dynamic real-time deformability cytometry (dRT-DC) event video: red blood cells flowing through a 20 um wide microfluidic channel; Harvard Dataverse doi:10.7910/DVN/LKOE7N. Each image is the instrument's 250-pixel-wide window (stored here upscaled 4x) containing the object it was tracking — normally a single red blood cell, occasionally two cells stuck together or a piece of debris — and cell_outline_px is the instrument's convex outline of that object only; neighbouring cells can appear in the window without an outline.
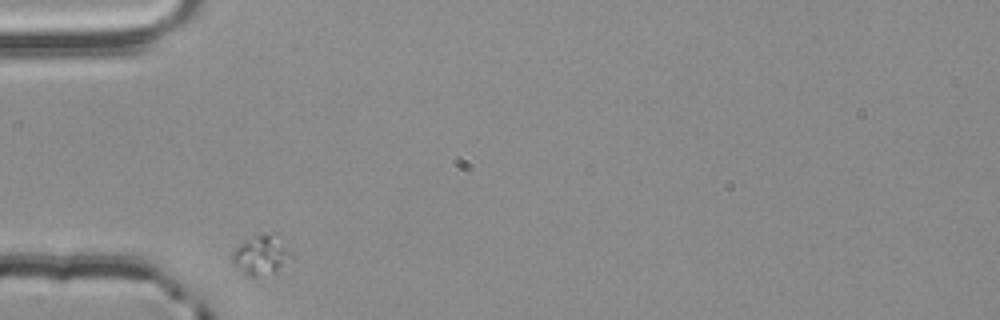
{"species": "common noctule bat (a hibernating species)", "species_latin": "Nyctalus noctula", "temperature_condition": "room temperature", "stored_images_in_passage": 2, "camera_frame_rate_fps": 3000, "um_per_image_px": 0.085, "animal": {"sex": "male", "body_mass_g": 20.4}, "frame": {"image": 1, "passage_image": 1, "time_ms": 0.0, "image_size_px": [1000, 320], "cell_outline_px": [[296, 256], [272, 272], [256, 276], [248, 276], [232, 264], [232, 252], [244, 240], [264, 232], [276, 232], [280, 236]], "centroid_in_image_um": [22.25, 21.61], "position_along_channel_um": 62.8, "area_um2": 13.87}}